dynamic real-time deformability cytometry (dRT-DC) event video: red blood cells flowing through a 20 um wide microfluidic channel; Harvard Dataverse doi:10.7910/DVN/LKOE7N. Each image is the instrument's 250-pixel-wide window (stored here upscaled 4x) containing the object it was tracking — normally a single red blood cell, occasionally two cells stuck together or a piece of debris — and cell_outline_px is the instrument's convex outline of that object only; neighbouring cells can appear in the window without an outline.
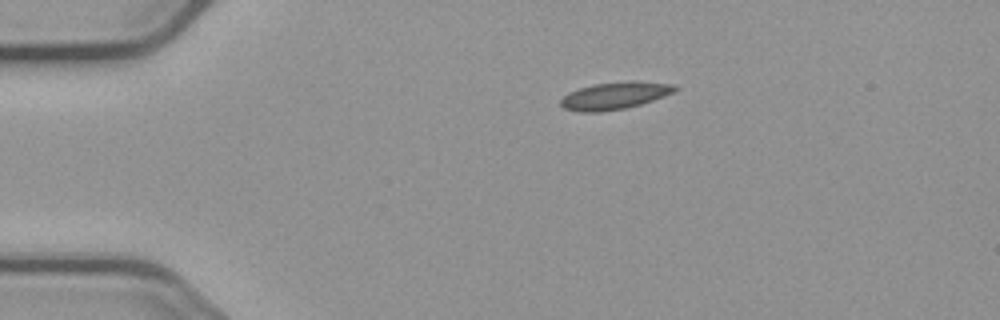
{"species": "common noctule bat (a hibernating species)", "species_latin": "Nyctalus noctula", "temperature_condition": "cold", "stored_images_in_passage": 45, "camera_frame_rate_fps": 3000, "um_per_image_px": 0.085, "animal": {"sex": "male", "body_mass_g": 23.1, "forearm_length_mm": 52.7}, "frame": {"image": 1, "passage_image": 1, "time_ms": 0.0, "image_size_px": [1000, 320], "cell_outline_px": [[680, 88], [672, 92], [652, 100], [640, 104], [624, 108], [600, 112], [580, 112], [564, 108], [560, 104], [560, 100], [568, 92], [592, 84], [628, 80], [636, 80], [676, 84]], "centroid_in_image_um": [52.26, 8.11], "position_along_channel_um": 32.7, "area_um2": 18.26}}
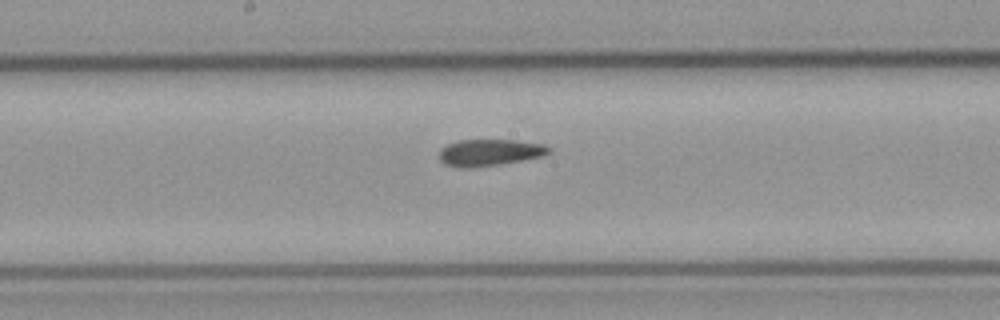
{"frame": {"image": 2, "passage_image": 19, "time_ms": 6.0, "image_size_px": [1000, 320], "cell_outline_px": [[552, 152], [544, 156], [500, 164], [472, 168], [460, 168], [444, 164], [440, 160], [440, 148], [456, 140], [512, 140], [544, 144], [552, 148]], "centroid_in_image_um": [41.63, 12.97], "position_along_channel_um": 206.6, "area_um2": 17.22}}
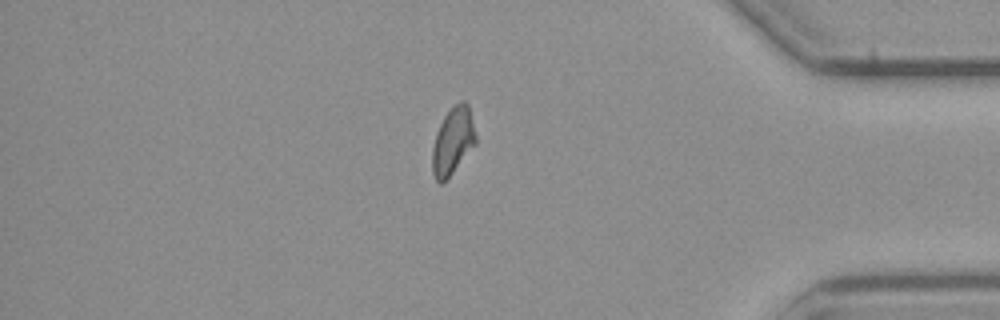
{"frame": {"image": 3, "passage_image": 37, "time_ms": 12.0, "image_size_px": [1000, 320], "cell_outline_px": [[476, 144], [452, 172], [440, 184], [436, 180], [432, 172], [432, 148], [436, 132], [444, 116], [460, 100], [464, 100], [468, 104], [476, 136]], "centroid_in_image_um": [38.48, 11.97], "position_along_channel_um": 396.7, "area_um2": 16.7}, "authors_computed_cell_mechanics": {"area_um2": 17.2244, "velocity_mm_per_s": 3.7086, "shape_relaxation_time_tau1_ms": null, "shape_relaxation_time_tau2_ms": 7.3667, "deformation_change_tau1": null, "deformation_change_tau2": 0.1176}}